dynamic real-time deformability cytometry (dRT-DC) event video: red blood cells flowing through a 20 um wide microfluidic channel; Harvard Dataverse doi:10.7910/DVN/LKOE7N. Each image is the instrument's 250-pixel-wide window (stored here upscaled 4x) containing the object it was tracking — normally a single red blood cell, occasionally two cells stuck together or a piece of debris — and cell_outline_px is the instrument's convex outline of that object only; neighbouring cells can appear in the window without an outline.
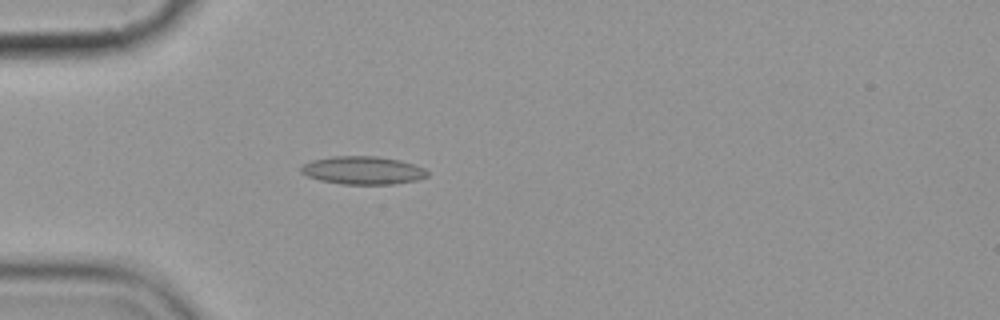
{"species": "common noctule bat (a hibernating species)", "species_latin": "Nyctalus noctula", "temperature_condition": "cold", "stored_images_in_passage": 5, "camera_frame_rate_fps": 3000, "um_per_image_px": 0.085, "animal": {"sex": "female", "body_mass_g": 19.9}, "frame": {"image": 1, "passage_image": 5, "time_ms": 4.667, "image_size_px": [1000, 320], "cell_outline_px": [[428, 176], [416, 180], [392, 184], [340, 184], [320, 180], [308, 176], [300, 172], [300, 168], [304, 164], [312, 160], [332, 156], [376, 156], [400, 160], [424, 168], [428, 172]], "centroid_in_image_um": [30.83, 14.48], "position_along_channel_um": 54.2, "area_um2": 20.58}}